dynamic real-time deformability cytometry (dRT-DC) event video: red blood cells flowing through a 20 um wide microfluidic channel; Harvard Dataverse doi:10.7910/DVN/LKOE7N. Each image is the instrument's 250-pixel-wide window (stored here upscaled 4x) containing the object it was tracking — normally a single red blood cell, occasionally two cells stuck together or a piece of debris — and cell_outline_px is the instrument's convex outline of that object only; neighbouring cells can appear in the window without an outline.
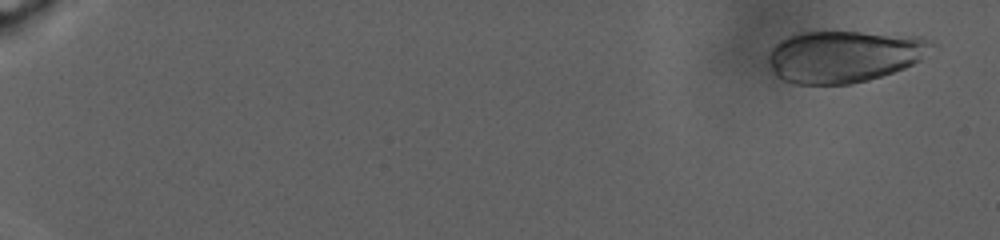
{"species": "human", "species_latin": "Homo sapiens", "temperature_condition": "warm", "stored_images_in_passage": 84, "camera_frame_rate_fps": 3000, "um_per_image_px": 0.085, "donor": {"sex": "male"}, "frame": {"image": 1, "passage_image": 5, "time_ms": 1.333, "image_size_px": [1000, 240], "cell_outline_px": [[936, 44], [920, 60], [904, 68], [868, 80], [852, 84], [796, 84], [784, 80], [776, 76], [768, 60], [768, 56], [772, 48], [780, 40], [788, 36], [800, 32], [860, 32], [920, 36], [932, 40]], "centroid_in_image_um": [71.76, 4.78], "position_along_channel_um": 13.2, "area_um2": 49.36}}
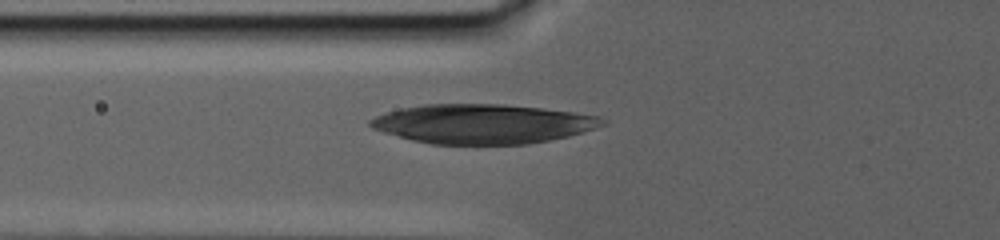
{"frame": {"image": 2, "passage_image": 38, "time_ms": 13.0, "image_size_px": [1000, 240], "cell_outline_px": [[608, 124], [596, 128], [568, 136], [528, 144], [432, 144], [412, 140], [384, 132], [372, 128], [368, 124], [368, 120], [376, 116], [400, 108], [424, 104], [504, 104], [544, 108], [600, 116], [608, 120]], "centroid_in_image_um": [41.06, 10.52], "position_along_channel_um": 84.7, "area_um2": 53.41}}
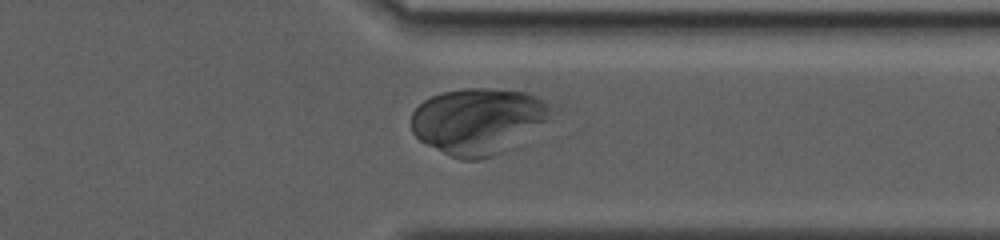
{"frame": {"image": 3, "passage_image": 71, "time_ms": 25.0, "image_size_px": [1000, 240], "cell_outline_px": [[548, 120], [500, 152], [492, 156], [480, 160], [460, 160], [420, 140], [412, 132], [412, 112], [424, 100], [440, 92], [464, 88], [484, 88], [528, 92], [544, 100], [548, 104]], "centroid_in_image_um": [40.57, 10.26], "position_along_channel_um": 370.8, "area_um2": 52.83}}